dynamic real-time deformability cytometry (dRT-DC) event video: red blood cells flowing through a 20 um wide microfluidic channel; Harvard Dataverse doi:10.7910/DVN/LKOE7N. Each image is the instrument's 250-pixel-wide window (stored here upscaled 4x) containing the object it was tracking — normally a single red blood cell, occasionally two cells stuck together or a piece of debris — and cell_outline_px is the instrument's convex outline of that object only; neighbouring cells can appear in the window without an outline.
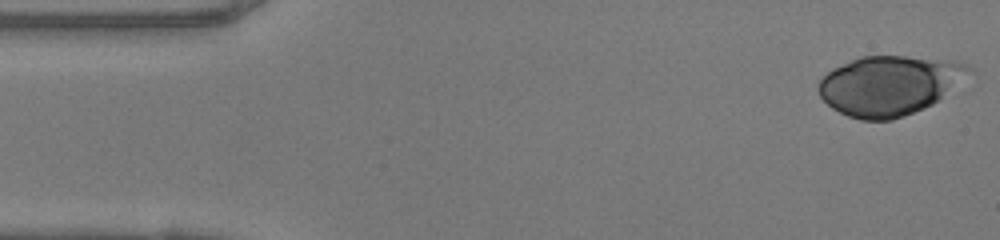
{"species": "human", "species_latin": "Homo sapiens", "temperature_condition": "warm", "stored_images_in_passage": 48, "camera_frame_rate_fps": 3000, "um_per_image_px": 0.085, "donor": {"sex": "female"}, "frame": {"image": 1, "passage_image": 1, "time_ms": 0.0, "image_size_px": [1000, 240], "cell_outline_px": [[976, 72], [932, 104], [904, 116], [892, 120], [860, 120], [848, 116], [832, 108], [820, 96], [816, 88], [816, 84], [832, 68], [860, 56], [904, 56], [948, 60], [964, 64], [972, 68]], "centroid_in_image_um": [75.59, 7.25], "position_along_channel_um": 9.4, "area_um2": 52.31}}
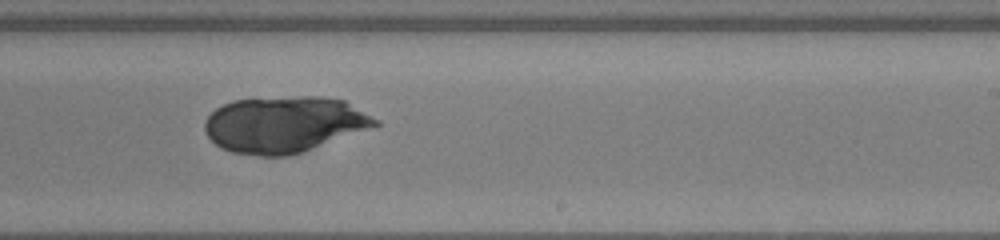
{"frame": {"image": 2, "passage_image": 28, "time_ms": 9.0, "image_size_px": [1000, 240], "cell_outline_px": [[380, 124], [304, 152], [288, 156], [260, 156], [232, 152], [220, 148], [204, 132], [204, 124], [208, 116], [216, 108], [232, 100], [300, 96], [320, 96], [344, 100], [380, 120]], "centroid_in_image_um": [24.15, 10.58], "position_along_channel_um": 264.8, "area_um2": 55.89}}
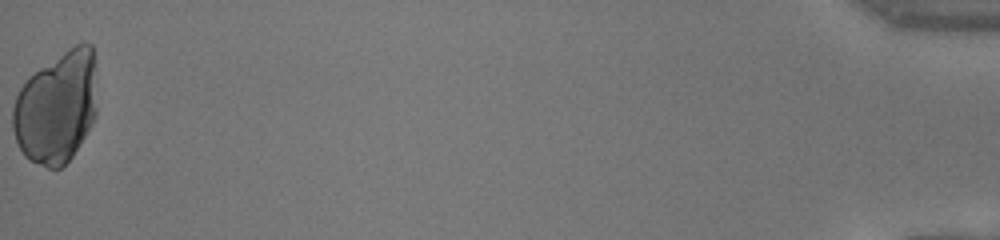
{"frame": {"image": 3, "passage_image": 48, "time_ms": 15.667, "image_size_px": [1000, 240], "cell_outline_px": [[96, 116], [92, 124], [72, 156], [60, 168], [48, 168], [28, 160], [24, 156], [16, 140], [12, 128], [12, 108], [16, 96], [20, 88], [40, 68], [68, 48], [76, 44], [92, 44], [96, 108]], "centroid_in_image_um": [4.78, 9.16], "position_along_channel_um": 430.4, "area_um2": 54.45}}